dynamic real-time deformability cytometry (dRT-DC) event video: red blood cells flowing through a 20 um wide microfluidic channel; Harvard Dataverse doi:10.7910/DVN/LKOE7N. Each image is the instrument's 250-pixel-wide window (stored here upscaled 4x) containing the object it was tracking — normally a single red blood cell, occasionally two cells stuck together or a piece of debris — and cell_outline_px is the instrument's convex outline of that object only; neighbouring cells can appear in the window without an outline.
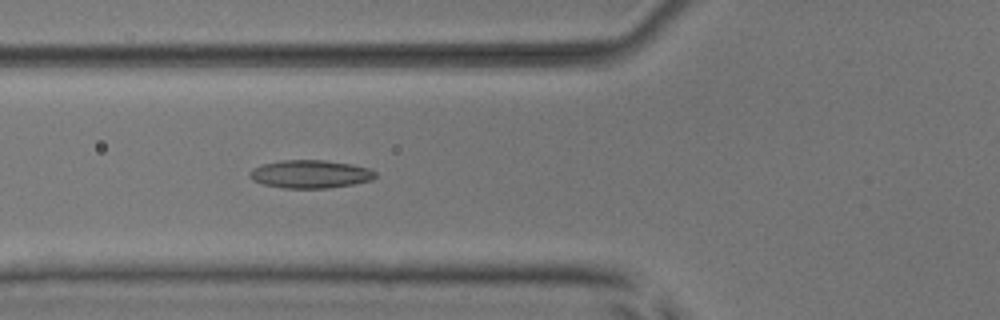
{"species": "common noctule bat (a hibernating species)", "species_latin": "Nyctalus noctula", "temperature_condition": "room temperature", "stored_images_in_passage": 5, "camera_frame_rate_fps": 3000, "um_per_image_px": 0.085, "animal": {"sex": "male", "body_mass_g": 17.9, "forearm_length_mm": 54.2}, "frame": {"image": 1, "passage_image": 5, "time_ms": 4.667, "image_size_px": [1000, 320], "cell_outline_px": [[376, 176], [372, 180], [352, 184], [328, 188], [284, 188], [264, 184], [252, 180], [248, 176], [248, 172], [252, 168], [264, 164], [280, 160], [324, 160], [352, 164], [368, 168], [376, 172]], "centroid_in_image_um": [26.36, 14.79], "position_along_channel_um": 99.4, "area_um2": 20.58}}